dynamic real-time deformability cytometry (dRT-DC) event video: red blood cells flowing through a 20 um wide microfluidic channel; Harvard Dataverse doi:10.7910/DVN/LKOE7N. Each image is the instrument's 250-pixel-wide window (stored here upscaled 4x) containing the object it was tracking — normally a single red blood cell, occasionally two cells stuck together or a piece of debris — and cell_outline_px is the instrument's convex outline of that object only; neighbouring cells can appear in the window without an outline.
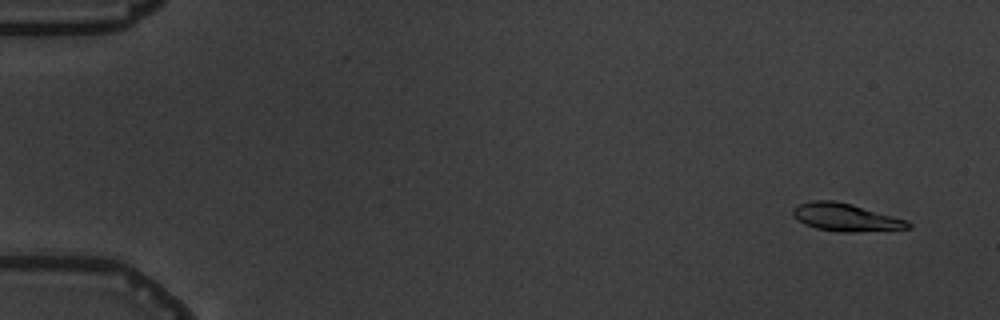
{"species": "common noctule bat (a hibernating species)", "species_latin": "Nyctalus noctula", "temperature_condition": "warm", "stored_images_in_passage": 4, "camera_frame_rate_fps": 3000, "um_per_image_px": 0.085, "animal": {"sex": "male", "body_mass_g": 19.5, "forearm_length_mm": 54.6}, "frame": {"image": 1, "passage_image": 1, "time_ms": 0.0, "image_size_px": [1000, 320], "cell_outline_px": [[912, 228], [852, 232], [840, 232], [816, 228], [804, 224], [792, 216], [792, 208], [800, 204], [812, 200], [836, 200], [852, 204], [908, 220], [912, 224]], "centroid_in_image_um": [71.88, 18.46], "position_along_channel_um": 13.1, "area_um2": 18.73}}